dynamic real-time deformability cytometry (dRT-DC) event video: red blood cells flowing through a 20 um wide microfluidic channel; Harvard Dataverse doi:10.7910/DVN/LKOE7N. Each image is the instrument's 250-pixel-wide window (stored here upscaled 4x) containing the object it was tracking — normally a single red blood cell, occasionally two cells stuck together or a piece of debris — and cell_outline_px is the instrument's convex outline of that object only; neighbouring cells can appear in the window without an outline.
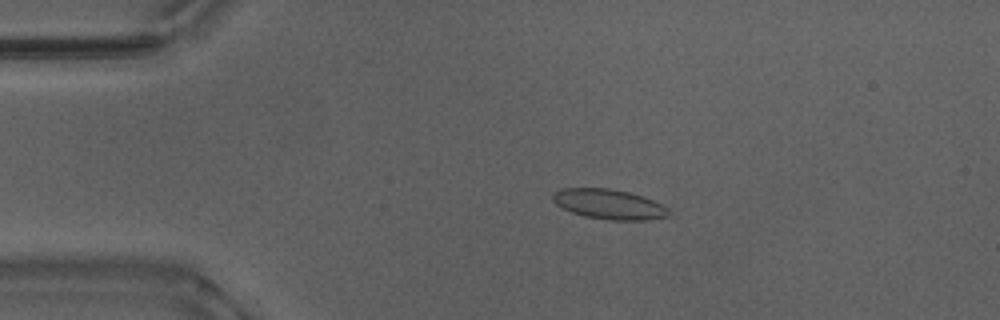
{"species": "Egyptian fruit bat (a non-hibernating species)", "species_latin": "Rousettus aegyptiacus", "temperature_condition": "warm", "stored_images_in_passage": 50, "camera_frame_rate_fps": 3000, "um_per_image_px": 0.085, "animal": {"sex": "male"}, "frame": {"image": 1, "passage_image": 8, "time_ms": 2.333, "image_size_px": [1000, 320], "cell_outline_px": [[672, 212], [668, 216], [648, 220], [608, 220], [584, 216], [572, 212], [556, 204], [552, 200], [552, 192], [560, 188], [612, 188], [628, 192], [652, 200], [668, 208]], "centroid_in_image_um": [51.74, 17.35], "position_along_channel_um": 33.3, "area_um2": 20.29}}
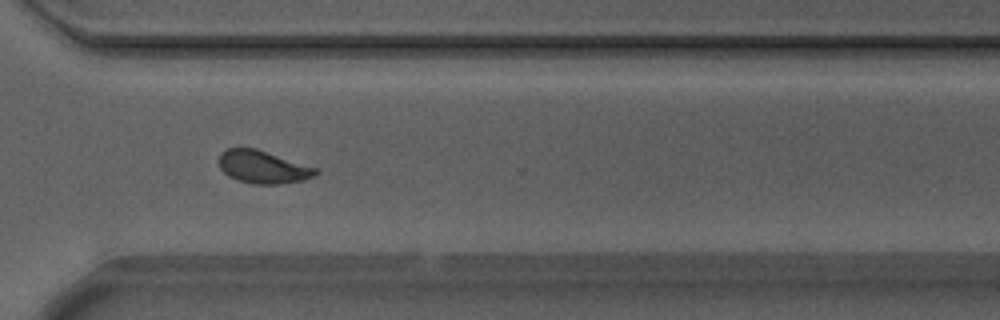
{"frame": {"image": 2, "passage_image": 36, "time_ms": 11.667, "image_size_px": [1000, 320], "cell_outline_px": [[320, 172], [304, 180], [280, 184], [252, 184], [236, 180], [228, 176], [220, 168], [220, 152], [228, 148], [256, 148], [316, 168]], "centroid_in_image_um": [22.33, 14.2], "position_along_channel_um": 348.3, "area_um2": 18.38}}
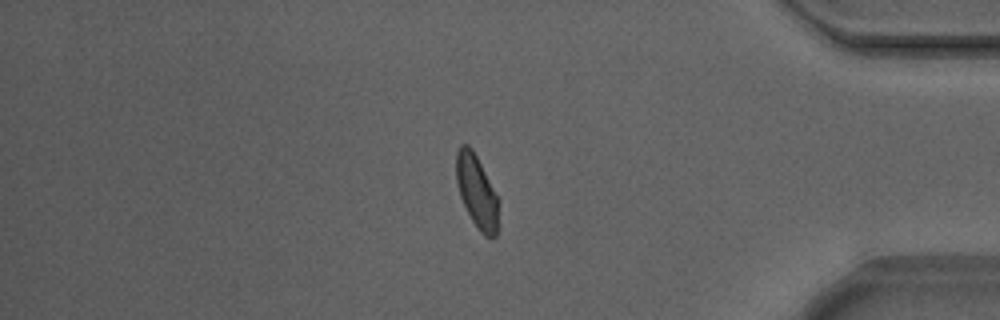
{"frame": {"image": 3, "passage_image": 42, "time_ms": 13.667, "image_size_px": [1000, 320], "cell_outline_px": [[500, 200], [496, 236], [492, 240], [484, 236], [480, 232], [472, 220], [460, 196], [456, 180], [456, 152], [460, 144], [468, 144], [472, 148]], "centroid_in_image_um": [40.54, 16.3], "position_along_channel_um": 394.7, "area_um2": 18.21}, "authors_computed_cell_mechanics": {"area_um2": 19.0162, "velocity_mm_per_s": 3.8554, "shape_relaxation_time_tau1_ms": 7.3388, "shape_relaxation_time_tau2_ms": 1.0351, "deformation_change_tau1": 0.1584, "deformation_change_tau2": 0.0555}}